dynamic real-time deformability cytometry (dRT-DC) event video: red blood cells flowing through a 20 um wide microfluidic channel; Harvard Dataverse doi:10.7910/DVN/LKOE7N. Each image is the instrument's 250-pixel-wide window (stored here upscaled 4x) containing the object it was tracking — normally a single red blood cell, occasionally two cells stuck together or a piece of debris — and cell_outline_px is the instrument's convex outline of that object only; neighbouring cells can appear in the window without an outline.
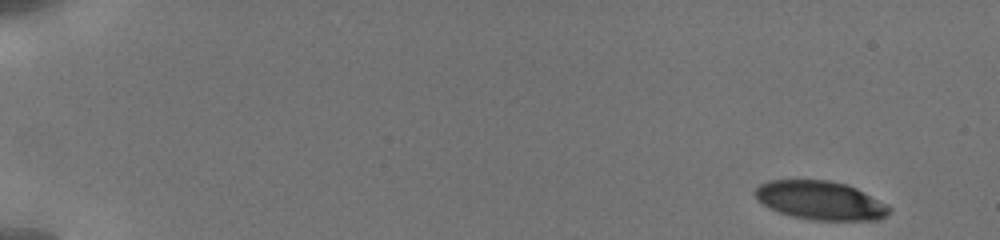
{"species": "human", "species_latin": "Homo sapiens", "temperature_condition": "cold", "stored_images_in_passage": 15, "camera_frame_rate_fps": 3000, "um_per_image_px": 0.085, "donor": {"sex": "male"}, "frame": {"image": 1, "passage_image": 1, "time_ms": 0.0, "image_size_px": [1000, 240], "cell_outline_px": [[892, 212], [880, 220], [812, 220], [792, 216], [768, 208], [756, 200], [752, 192], [760, 184], [768, 180], [828, 180], [848, 184], [888, 204], [892, 208]], "centroid_in_image_um": [69.74, 17.04], "position_along_channel_um": 15.3, "area_um2": 30.69}}
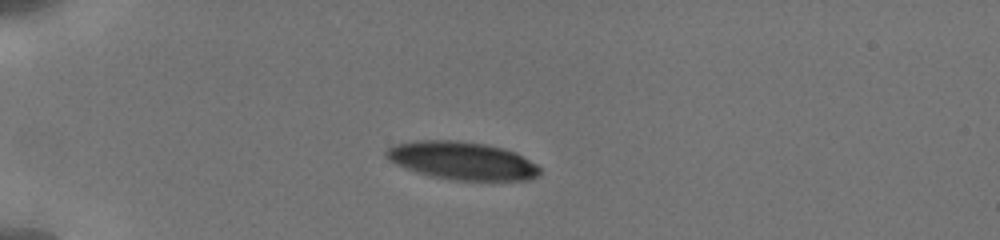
{"frame": {"image": 2, "passage_image": 11, "time_ms": 4.0, "image_size_px": [1000, 240], "cell_outline_px": [[540, 176], [532, 180], [452, 180], [428, 176], [404, 168], [388, 160], [384, 156], [384, 152], [392, 144], [412, 140], [456, 140], [484, 144], [504, 148], [516, 152], [536, 164], [540, 168]], "centroid_in_image_um": [39.24, 13.66], "position_along_channel_um": 45.8, "area_um2": 34.51}}